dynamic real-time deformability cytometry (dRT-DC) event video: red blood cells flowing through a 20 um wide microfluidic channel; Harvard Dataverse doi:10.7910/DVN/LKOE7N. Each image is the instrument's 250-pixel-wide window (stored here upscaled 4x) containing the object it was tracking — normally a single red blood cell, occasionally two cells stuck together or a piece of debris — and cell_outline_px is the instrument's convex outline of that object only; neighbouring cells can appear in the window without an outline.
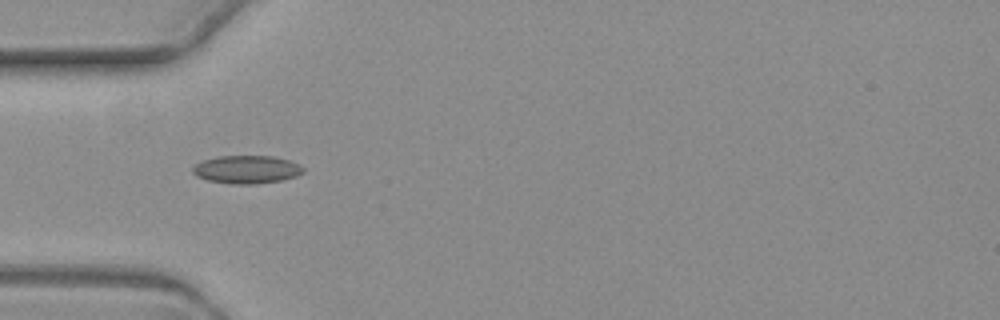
{"species": "common noctule bat (a hibernating species)", "species_latin": "Nyctalus noctula", "temperature_condition": "warm", "stored_images_in_passage": 6, "camera_frame_rate_fps": 3000, "um_per_image_px": 0.085, "animal": {"sex": "female", "body_mass_g": 19.3, "forearm_length_mm": 54.1}, "frame": {"image": 1, "passage_image": 5, "time_ms": 5.333, "image_size_px": [1000, 320], "cell_outline_px": [[304, 172], [296, 176], [280, 180], [256, 184], [232, 184], [208, 180], [196, 176], [192, 172], [192, 168], [196, 164], [204, 160], [216, 156], [272, 156], [288, 160], [304, 168]], "centroid_in_image_um": [20.94, 14.41], "position_along_channel_um": 64.1, "area_um2": 17.92}}
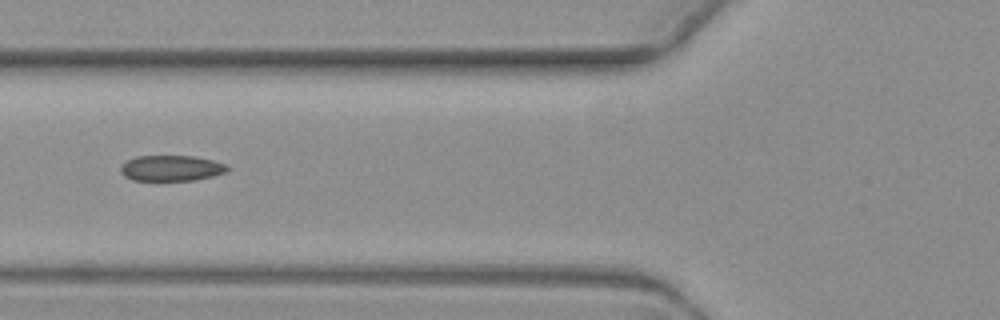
{"frame": {"image": 2, "passage_image": 6, "time_ms": 6.667, "image_size_px": [1000, 320], "cell_outline_px": [[228, 168], [224, 172], [212, 176], [196, 180], [132, 180], [124, 176], [120, 172], [120, 168], [128, 160], [136, 156], [196, 156], [228, 164]], "centroid_in_image_um": [14.56, 14.29], "position_along_channel_um": 111.2, "area_um2": 15.9}}